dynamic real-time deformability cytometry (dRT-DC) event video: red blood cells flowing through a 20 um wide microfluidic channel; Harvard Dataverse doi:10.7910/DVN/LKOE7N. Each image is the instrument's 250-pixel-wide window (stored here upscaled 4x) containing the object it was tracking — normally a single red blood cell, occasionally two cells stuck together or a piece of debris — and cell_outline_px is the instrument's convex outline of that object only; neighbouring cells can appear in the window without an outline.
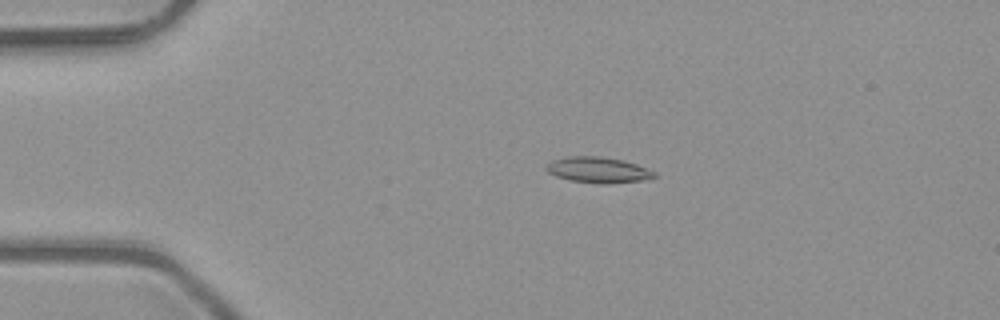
{"species": "common noctule bat (a hibernating species)", "species_latin": "Nyctalus noctula", "temperature_condition": "room temperature", "stored_images_in_passage": 4, "camera_frame_rate_fps": 3000, "um_per_image_px": 0.085, "animal": {"sex": "male", "body_mass_g": 23.1, "forearm_length_mm": 52.7}, "frame": {"image": 1, "passage_image": 3, "time_ms": 0.667, "image_size_px": [1000, 320], "cell_outline_px": [[656, 176], [644, 180], [604, 184], [600, 184], [572, 180], [556, 176], [548, 172], [544, 168], [544, 164], [552, 160], [568, 156], [600, 156], [624, 160], [636, 164], [656, 172]], "centroid_in_image_um": [50.81, 14.43], "position_along_channel_um": 34.2, "area_um2": 16.3}}